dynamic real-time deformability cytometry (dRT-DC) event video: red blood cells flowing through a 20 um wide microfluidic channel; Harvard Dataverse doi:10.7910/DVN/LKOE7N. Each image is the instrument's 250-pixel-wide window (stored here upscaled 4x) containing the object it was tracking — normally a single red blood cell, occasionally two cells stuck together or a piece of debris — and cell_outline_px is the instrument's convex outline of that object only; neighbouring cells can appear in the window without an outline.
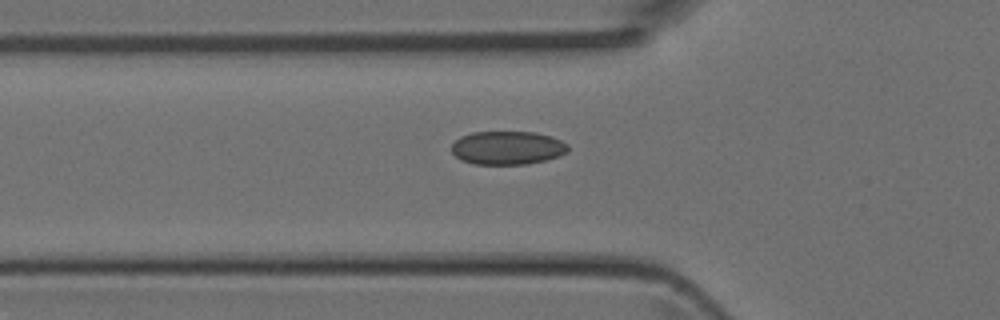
{"species": "Egyptian fruit bat (a non-hibernating species)", "species_latin": "Rousettus aegyptiacus", "temperature_condition": "room temperature", "stored_images_in_passage": 4, "camera_frame_rate_fps": 3000, "um_per_image_px": 0.085, "animal": {"sex": "female"}, "frame": {"image": 1, "passage_image": 4, "time_ms": 1.0, "image_size_px": [1000, 320], "cell_outline_px": [[568, 152], [560, 156], [544, 160], [524, 164], [476, 164], [460, 160], [452, 152], [452, 144], [460, 136], [472, 132], [536, 132], [560, 140], [568, 144]], "centroid_in_image_um": [43.12, 12.56], "position_along_channel_um": 82.7, "area_um2": 22.66}}